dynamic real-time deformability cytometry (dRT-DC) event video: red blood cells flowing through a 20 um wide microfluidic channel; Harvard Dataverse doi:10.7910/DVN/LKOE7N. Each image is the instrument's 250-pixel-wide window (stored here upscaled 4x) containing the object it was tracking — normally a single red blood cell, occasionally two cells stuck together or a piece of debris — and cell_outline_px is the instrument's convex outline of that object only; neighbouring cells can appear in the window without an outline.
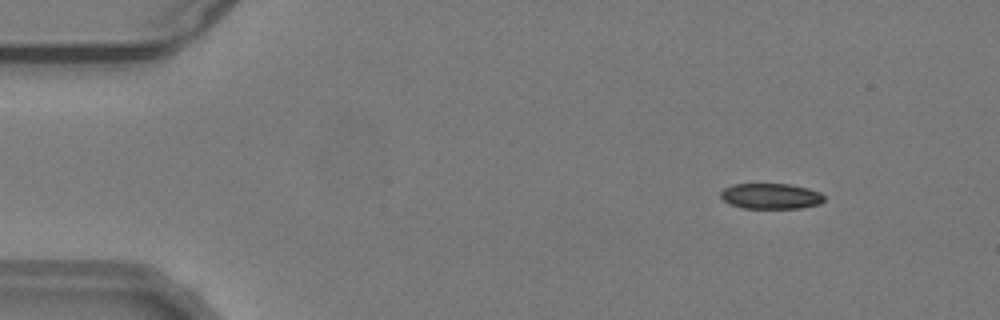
{"species": "common noctule bat (a hibernating species)", "species_latin": "Nyctalus noctula", "temperature_condition": "warm", "stored_images_in_passage": 23, "camera_frame_rate_fps": 3000, "um_per_image_px": 0.085, "animal": {"sex": "male", "body_mass_g": 19.2, "forearm_length_mm": 51.8}, "frame": {"image": 1, "passage_image": 7, "time_ms": 2.0, "image_size_px": [1000, 320], "cell_outline_px": [[824, 200], [820, 204], [800, 208], [744, 208], [728, 204], [720, 196], [720, 192], [724, 188], [732, 184], [792, 184], [808, 188], [820, 192], [824, 196]], "centroid_in_image_um": [65.52, 16.67], "position_along_channel_um": 19.5, "area_um2": 15.55}}
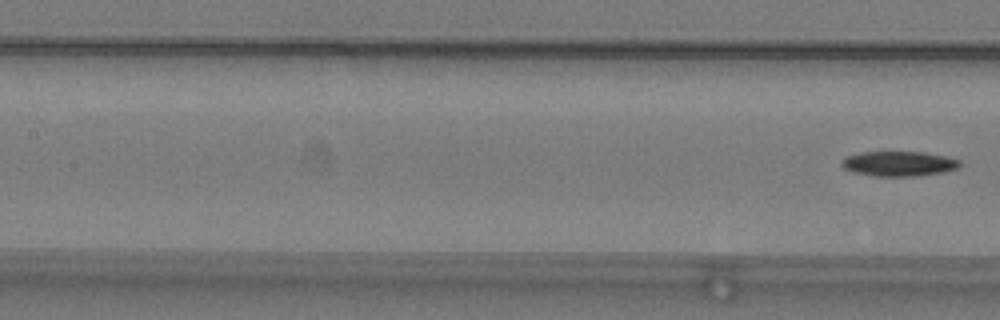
{"frame": {"image": 2, "passage_image": 23, "time_ms": 7.333, "image_size_px": [1000, 320], "cell_outline_px": [[960, 164], [956, 168], [944, 172], [916, 176], [876, 176], [852, 172], [844, 168], [840, 164], [840, 160], [848, 156], [860, 152], [924, 152], [944, 156], [960, 160]], "centroid_in_image_um": [76.36, 13.91], "position_along_channel_um": 131.0, "area_um2": 17.11}}